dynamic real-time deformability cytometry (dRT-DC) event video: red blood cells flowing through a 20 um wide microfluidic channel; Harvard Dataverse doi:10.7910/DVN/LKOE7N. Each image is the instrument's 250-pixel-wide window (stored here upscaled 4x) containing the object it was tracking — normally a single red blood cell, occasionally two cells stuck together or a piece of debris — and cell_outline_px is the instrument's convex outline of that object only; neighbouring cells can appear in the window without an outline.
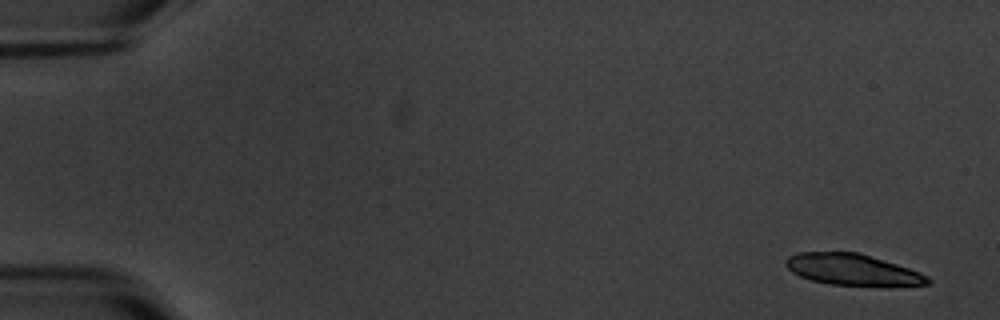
{"species": "common noctule bat (a hibernating species)", "species_latin": "Nyctalus noctula", "temperature_condition": "warm", "stored_images_in_passage": 9, "camera_frame_rate_fps": 3000, "um_per_image_px": 0.085, "animal": {"sex": "male", "body_mass_g": 20.1, "forearm_length_mm": 53.5}, "frame": {"image": 1, "passage_image": 1, "time_ms": 0.0, "image_size_px": [1000, 320], "cell_outline_px": [[932, 280], [928, 284], [888, 288], [832, 284], [812, 280], [800, 276], [792, 272], [784, 264], [784, 260], [788, 256], [800, 252], [860, 252], [920, 272], [928, 276]], "centroid_in_image_um": [72.52, 22.95], "position_along_channel_um": 12.5, "area_um2": 26.53}}